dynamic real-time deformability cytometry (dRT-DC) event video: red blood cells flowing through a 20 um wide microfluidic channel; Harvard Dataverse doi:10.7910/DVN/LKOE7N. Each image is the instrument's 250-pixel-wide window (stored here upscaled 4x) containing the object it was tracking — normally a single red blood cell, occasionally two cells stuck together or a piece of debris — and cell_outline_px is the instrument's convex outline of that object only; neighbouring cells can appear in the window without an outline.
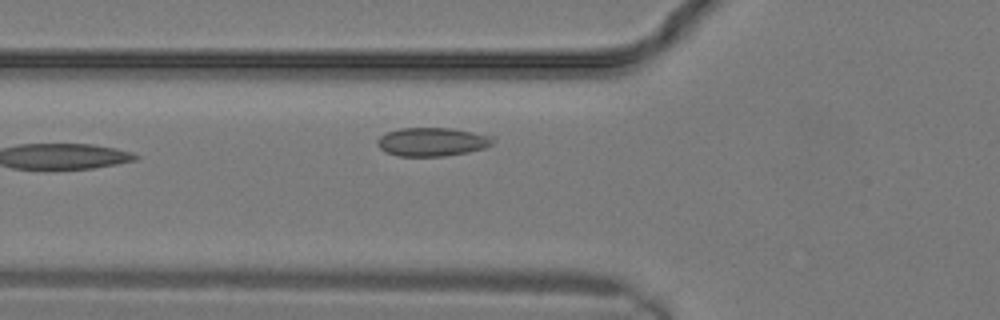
{"species": "common noctule bat (a hibernating species)", "species_latin": "Nyctalus noctula", "temperature_condition": "warm", "stored_images_in_passage": 3, "camera_frame_rate_fps": 3000, "um_per_image_px": 0.085, "animal": {"sex": "male", "body_mass_g": 19.2, "forearm_length_mm": 51.8}, "frame": {"image": 1, "passage_image": 3, "time_ms": 0.667, "image_size_px": [1000, 320], "cell_outline_px": [[496, 136], [492, 144], [484, 148], [468, 152], [444, 156], [396, 156], [384, 152], [376, 144], [376, 140], [380, 136], [388, 132], [400, 128], [452, 128]], "centroid_in_image_um": [36.74, 12.05], "position_along_channel_um": 89.1, "area_um2": 19.48}}